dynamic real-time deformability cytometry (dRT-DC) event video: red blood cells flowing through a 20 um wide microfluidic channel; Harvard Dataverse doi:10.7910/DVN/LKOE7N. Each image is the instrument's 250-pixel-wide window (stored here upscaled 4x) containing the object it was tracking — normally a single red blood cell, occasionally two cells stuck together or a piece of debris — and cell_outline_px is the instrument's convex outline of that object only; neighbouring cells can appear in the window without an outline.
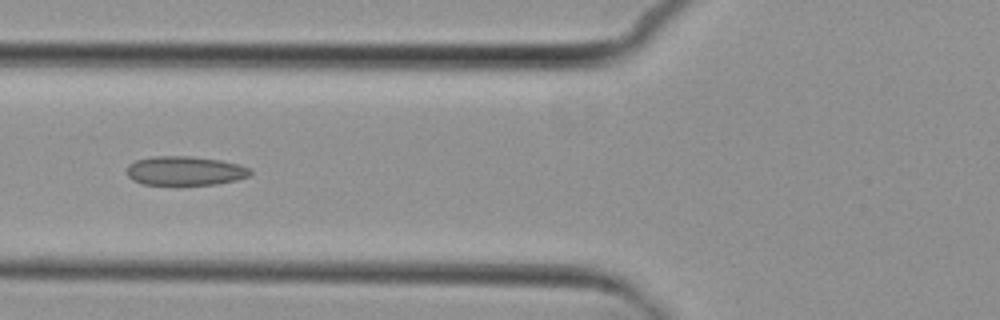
{"species": "common noctule bat (a hibernating species)", "species_latin": "Nyctalus noctula", "temperature_condition": "cold", "stored_images_in_passage": 6, "camera_frame_rate_fps": 3000, "um_per_image_px": 0.085, "animal": {"sex": "female", "body_mass_g": 29.2, "forearm_length_mm": 56.3}, "frame": {"image": 1, "passage_image": 6, "time_ms": 6.667, "image_size_px": [1000, 320], "cell_outline_px": [[252, 172], [248, 176], [236, 180], [216, 184], [176, 188], [140, 184], [132, 180], [128, 176], [128, 164], [136, 160], [152, 156], [192, 156], [220, 160], [240, 164], [252, 168]], "centroid_in_image_um": [15.71, 14.57], "position_along_channel_um": 110.1, "area_um2": 22.08}}